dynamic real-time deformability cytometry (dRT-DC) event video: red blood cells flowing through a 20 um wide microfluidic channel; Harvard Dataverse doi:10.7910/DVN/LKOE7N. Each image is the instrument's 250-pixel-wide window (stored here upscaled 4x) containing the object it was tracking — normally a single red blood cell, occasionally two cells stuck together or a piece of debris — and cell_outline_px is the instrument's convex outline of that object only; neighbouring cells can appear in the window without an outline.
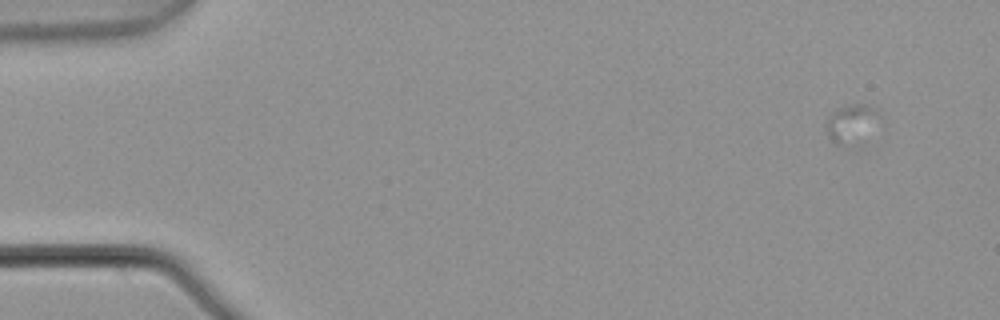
{"species": "common noctule bat (a hibernating species)", "species_latin": "Nyctalus noctula", "temperature_condition": "warm", "stored_images_in_passage": 6, "camera_frame_rate_fps": 3000, "um_per_image_px": 0.085, "animal": {"sex": "male", "body_mass_g": 21.5, "forearm_length_mm": 52.0}, "frame": {"image": 1, "passage_image": 1, "time_ms": 0.0, "image_size_px": [1000, 320], "cell_outline_px": [[880, 116], [840, 144], [836, 144], [828, 136], [828, 116], [836, 108], [844, 104], [868, 104], [880, 108]], "centroid_in_image_um": [72.27, 10.25], "position_along_channel_um": 12.7, "area_um2": 10.0}}
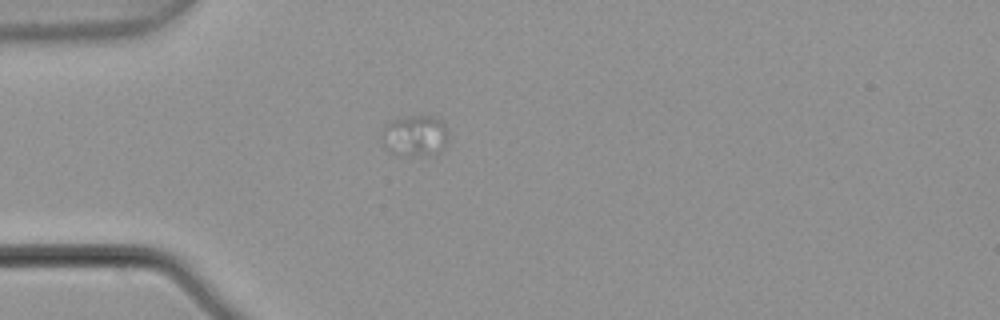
{"frame": {"image": 2, "passage_image": 4, "time_ms": 1.0, "image_size_px": [1000, 320], "cell_outline_px": [[448, 140], [444, 152], [408, 156], [392, 152], [380, 140], [380, 136], [384, 128], [392, 120], [408, 116], [432, 116], [440, 120], [448, 128]], "centroid_in_image_um": [35.32, 11.54], "position_along_channel_um": 49.7, "area_um2": 16.01}}